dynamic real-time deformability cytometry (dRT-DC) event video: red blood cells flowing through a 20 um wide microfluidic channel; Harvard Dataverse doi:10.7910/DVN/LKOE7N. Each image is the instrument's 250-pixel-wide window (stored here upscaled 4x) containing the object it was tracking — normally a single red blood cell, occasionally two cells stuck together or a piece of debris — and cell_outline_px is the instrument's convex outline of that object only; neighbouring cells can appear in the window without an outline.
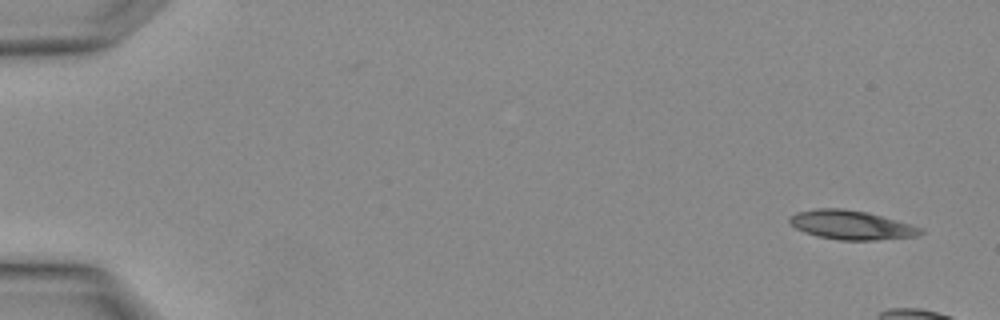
{"species": "Egyptian fruit bat (a non-hibernating species)", "species_latin": "Rousettus aegyptiacus", "temperature_condition": "warm", "stored_images_in_passage": 4, "camera_frame_rate_fps": 3000, "um_per_image_px": 0.085, "animal": {"sex": "female"}, "frame": {"image": 1, "passage_image": 1, "time_ms": 0.0, "image_size_px": [1000, 320], "cell_outline_px": [[924, 232], [916, 236], [876, 240], [840, 240], [816, 236], [804, 232], [796, 228], [788, 220], [788, 216], [796, 212], [816, 208], [844, 208], [868, 212], [912, 224], [924, 228]], "centroid_in_image_um": [72.36, 19.11], "position_along_channel_um": 12.6, "area_um2": 22.43}}